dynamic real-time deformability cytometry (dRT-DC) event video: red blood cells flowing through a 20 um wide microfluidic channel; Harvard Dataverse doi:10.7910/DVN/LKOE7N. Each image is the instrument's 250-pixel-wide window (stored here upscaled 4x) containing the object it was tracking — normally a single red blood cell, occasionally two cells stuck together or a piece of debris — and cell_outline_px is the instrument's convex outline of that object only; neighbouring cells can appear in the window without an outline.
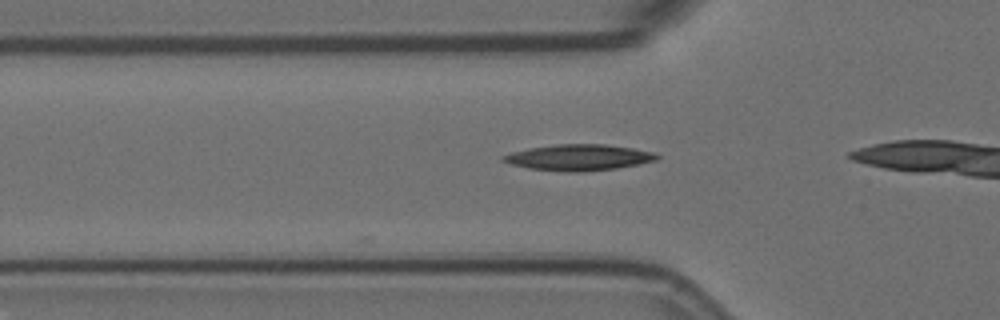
{"species": "Egyptian fruit bat (a non-hibernating species)", "species_latin": "Rousettus aegyptiacus", "temperature_condition": "room temperature", "stored_images_in_passage": 9, "camera_frame_rate_fps": 3000, "um_per_image_px": 0.085, "animal": {"sex": "female"}, "frame": {"image": 1, "passage_image": 7, "time_ms": 2.0, "image_size_px": [1000, 320], "cell_outline_px": [[660, 156], [656, 160], [616, 168], [584, 172], [568, 172], [528, 168], [512, 164], [500, 160], [500, 156], [512, 152], [528, 148], [556, 144], [604, 144], [632, 148], [656, 152]], "centroid_in_image_um": [49.17, 13.38], "position_along_channel_um": 76.6, "area_um2": 23.35}}